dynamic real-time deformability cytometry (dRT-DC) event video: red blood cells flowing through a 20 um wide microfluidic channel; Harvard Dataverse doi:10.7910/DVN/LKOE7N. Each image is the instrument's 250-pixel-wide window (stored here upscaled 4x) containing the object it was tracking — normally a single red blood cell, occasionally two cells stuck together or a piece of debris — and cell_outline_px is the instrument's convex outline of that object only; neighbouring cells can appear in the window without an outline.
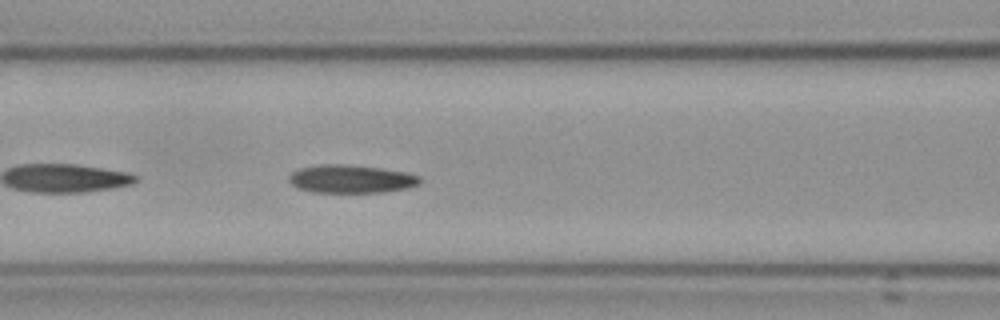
{"species": "Egyptian fruit bat (a non-hibernating species)", "species_latin": "Rousettus aegyptiacus", "temperature_condition": "cold", "stored_images_in_passage": 40, "camera_frame_rate_fps": 3000, "um_per_image_px": 0.085, "frame": {"image": 1, "passage_image": 7, "time_ms": 2.0, "image_size_px": [1000, 320], "cell_outline_px": [[420, 184], [408, 188], [384, 192], [312, 192], [300, 188], [292, 184], [288, 180], [288, 176], [292, 172], [300, 168], [316, 164], [348, 164], [380, 168], [404, 172], [420, 176]], "centroid_in_image_um": [29.83, 15.2], "position_along_channel_um": 136.8, "area_um2": 21.5}}
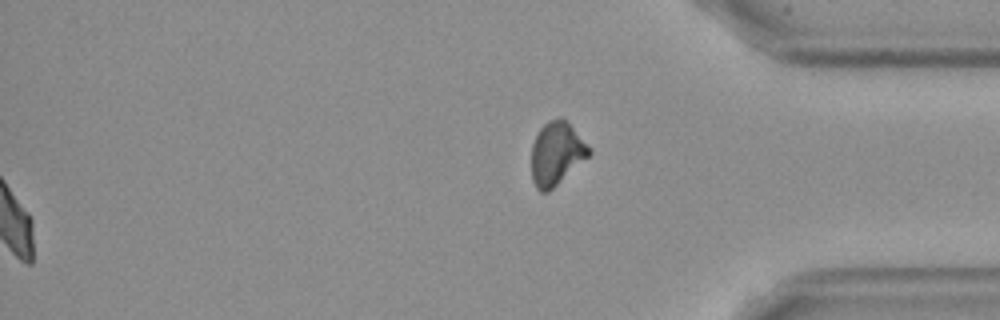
{"frame": {"image": 2, "passage_image": 40, "time_ms": 13.0, "image_size_px": [1000, 320], "cell_outline_px": [[592, 152], [588, 156], [548, 192], [540, 192], [536, 188], [532, 180], [532, 144], [540, 128], [548, 120], [560, 116], [592, 148]], "centroid_in_image_um": [47.28, 13.04], "position_along_channel_um": 387.9, "area_um2": 20.87}, "authors_computed_cell_mechanics": {"area_um2": 21.4727, "velocity_mm_per_s": 3.5689, "shape_relaxation_time_tau1_ms": 5.6473, "shape_relaxation_time_tau2_ms": 3.6568, "deformation_change_tau1": 0.1292, "deformation_change_tau2": 0.0979}}